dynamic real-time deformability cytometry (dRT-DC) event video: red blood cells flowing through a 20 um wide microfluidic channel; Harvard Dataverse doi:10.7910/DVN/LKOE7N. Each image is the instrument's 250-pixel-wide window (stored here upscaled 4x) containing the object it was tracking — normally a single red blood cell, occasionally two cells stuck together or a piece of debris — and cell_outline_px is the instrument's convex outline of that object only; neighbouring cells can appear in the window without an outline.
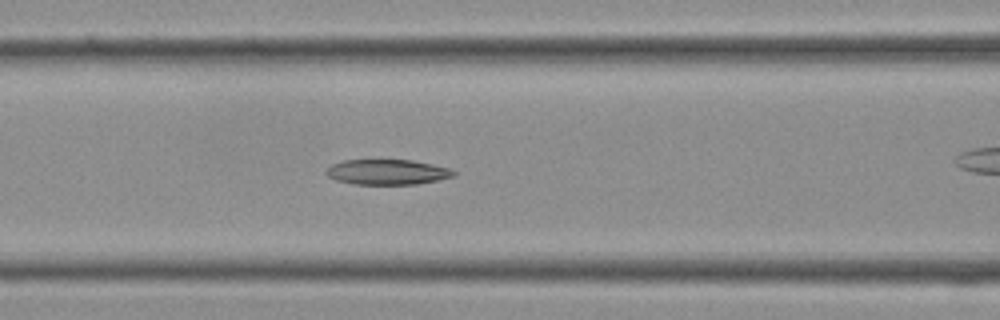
{"species": "Egyptian fruit bat (a non-hibernating species)", "species_latin": "Rousettus aegyptiacus", "temperature_condition": "cold", "stored_images_in_passage": 34, "camera_frame_rate_fps": 3000, "um_per_image_px": 0.085, "frame": {"image": 1, "passage_image": 11, "time_ms": 3.333, "image_size_px": [1000, 320], "cell_outline_px": [[456, 176], [416, 184], [352, 184], [336, 180], [328, 176], [324, 172], [332, 164], [344, 160], [412, 160], [432, 164], [448, 168], [456, 172]], "centroid_in_image_um": [32.9, 14.62], "position_along_channel_um": 133.7, "area_um2": 18.67}}
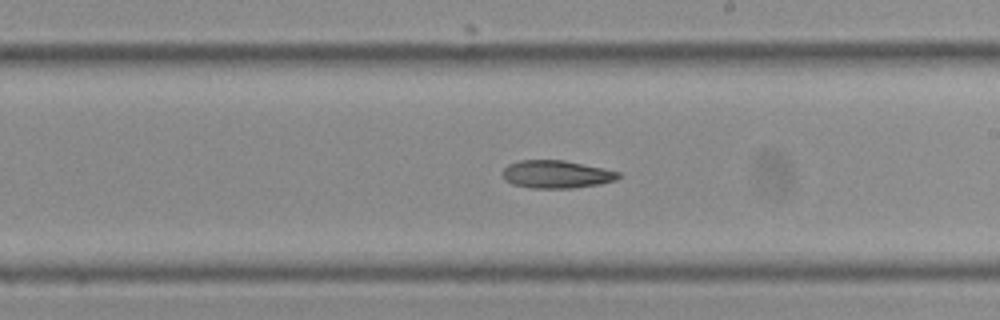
{"frame": {"image": 2, "passage_image": 17, "time_ms": 5.333, "image_size_px": [1000, 320], "cell_outline_px": [[620, 176], [616, 180], [600, 184], [572, 188], [532, 188], [512, 184], [504, 180], [504, 168], [508, 164], [520, 160], [564, 160], [604, 168], [620, 172]], "centroid_in_image_um": [47.31, 14.81], "position_along_channel_um": 241.7, "area_um2": 18.79}}
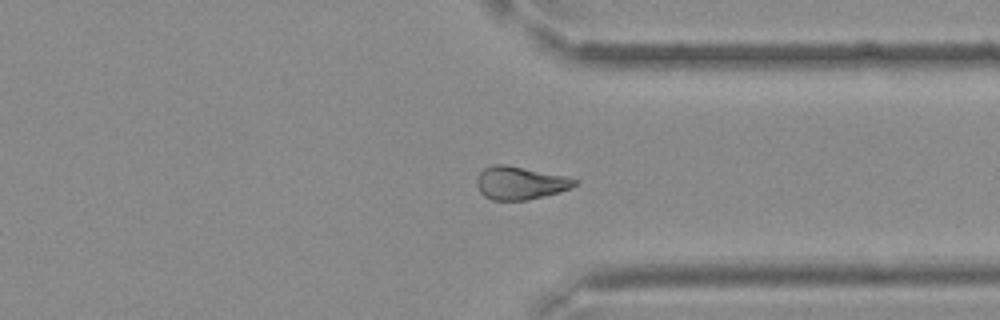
{"frame": {"image": 3, "passage_image": 24, "time_ms": 7.667, "image_size_px": [1000, 320], "cell_outline_px": [[580, 180], [572, 188], [544, 196], [528, 200], [492, 200], [484, 196], [480, 192], [476, 184], [476, 180], [480, 172], [484, 168], [492, 164], [504, 164], [564, 176]], "centroid_in_image_um": [44.19, 15.56], "position_along_channel_um": 367.2, "area_um2": 18.79}}